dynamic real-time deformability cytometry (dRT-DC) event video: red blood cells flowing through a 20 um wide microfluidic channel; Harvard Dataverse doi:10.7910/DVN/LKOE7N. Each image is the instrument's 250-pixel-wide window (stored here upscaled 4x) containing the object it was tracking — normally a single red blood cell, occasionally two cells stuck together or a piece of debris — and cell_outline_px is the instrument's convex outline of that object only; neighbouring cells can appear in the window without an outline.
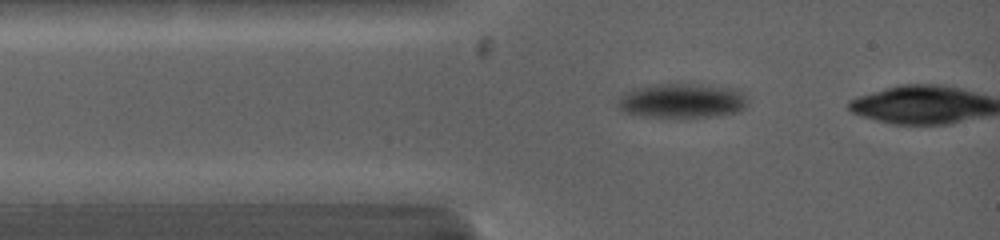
{"species": "common noctule bat (a hibernating species)", "species_latin": "Nyctalus noctula", "temperature_condition": "warm", "stored_images_in_passage": 2, "camera_frame_rate_fps": 5000, "um_per_image_px": 0.085, "animal": {"sex": "female", "body_mass_g": 19.0, "forearm_length_mm": 53.3}, "frame": {"image": 1, "passage_image": 1, "time_ms": 0.0, "image_size_px": [1000, 240], "cell_outline_px": [[748, 104], [740, 112], [720, 116], [640, 116], [624, 112], [616, 108], [616, 100], [624, 92], [632, 88], [652, 84], [700, 84], [736, 88], [748, 96]], "centroid_in_image_um": [57.97, 8.54], "position_along_channel_um": 27.0, "area_um2": 26.65}}